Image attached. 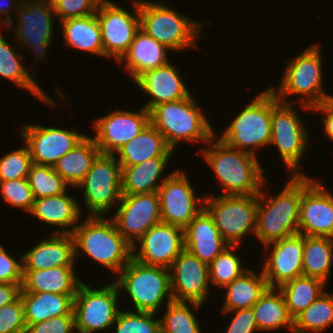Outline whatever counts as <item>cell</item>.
<instances>
[{
	"instance_id": "cell-55",
	"label": "cell",
	"mask_w": 333,
	"mask_h": 333,
	"mask_svg": "<svg viewBox=\"0 0 333 333\" xmlns=\"http://www.w3.org/2000/svg\"><path fill=\"white\" fill-rule=\"evenodd\" d=\"M100 3L110 2L109 0H98Z\"/></svg>"
},
{
	"instance_id": "cell-6",
	"label": "cell",
	"mask_w": 333,
	"mask_h": 333,
	"mask_svg": "<svg viewBox=\"0 0 333 333\" xmlns=\"http://www.w3.org/2000/svg\"><path fill=\"white\" fill-rule=\"evenodd\" d=\"M140 29L168 50L196 47L203 27L201 23L180 14L166 3L139 0ZM198 37V38H197Z\"/></svg>"
},
{
	"instance_id": "cell-45",
	"label": "cell",
	"mask_w": 333,
	"mask_h": 333,
	"mask_svg": "<svg viewBox=\"0 0 333 333\" xmlns=\"http://www.w3.org/2000/svg\"><path fill=\"white\" fill-rule=\"evenodd\" d=\"M0 191L4 201L30 213L34 203V196L27 178L0 181Z\"/></svg>"
},
{
	"instance_id": "cell-1",
	"label": "cell",
	"mask_w": 333,
	"mask_h": 333,
	"mask_svg": "<svg viewBox=\"0 0 333 333\" xmlns=\"http://www.w3.org/2000/svg\"><path fill=\"white\" fill-rule=\"evenodd\" d=\"M207 144L209 149H203L202 155L221 183L223 195L259 194L267 180L257 156L228 146L216 134Z\"/></svg>"
},
{
	"instance_id": "cell-19",
	"label": "cell",
	"mask_w": 333,
	"mask_h": 333,
	"mask_svg": "<svg viewBox=\"0 0 333 333\" xmlns=\"http://www.w3.org/2000/svg\"><path fill=\"white\" fill-rule=\"evenodd\" d=\"M136 242L139 252L132 248V258L153 266L170 268L173 261L185 249L184 229L160 222L148 229Z\"/></svg>"
},
{
	"instance_id": "cell-49",
	"label": "cell",
	"mask_w": 333,
	"mask_h": 333,
	"mask_svg": "<svg viewBox=\"0 0 333 333\" xmlns=\"http://www.w3.org/2000/svg\"><path fill=\"white\" fill-rule=\"evenodd\" d=\"M17 261L7 253L6 249L0 245V283H17L23 282V264Z\"/></svg>"
},
{
	"instance_id": "cell-41",
	"label": "cell",
	"mask_w": 333,
	"mask_h": 333,
	"mask_svg": "<svg viewBox=\"0 0 333 333\" xmlns=\"http://www.w3.org/2000/svg\"><path fill=\"white\" fill-rule=\"evenodd\" d=\"M34 199L57 196L67 191L68 184L51 166L32 164L27 176Z\"/></svg>"
},
{
	"instance_id": "cell-35",
	"label": "cell",
	"mask_w": 333,
	"mask_h": 333,
	"mask_svg": "<svg viewBox=\"0 0 333 333\" xmlns=\"http://www.w3.org/2000/svg\"><path fill=\"white\" fill-rule=\"evenodd\" d=\"M252 309L258 331L287 327L293 332V318L287 310L282 292L277 287H268Z\"/></svg>"
},
{
	"instance_id": "cell-28",
	"label": "cell",
	"mask_w": 333,
	"mask_h": 333,
	"mask_svg": "<svg viewBox=\"0 0 333 333\" xmlns=\"http://www.w3.org/2000/svg\"><path fill=\"white\" fill-rule=\"evenodd\" d=\"M170 158L155 157L133 166H121L122 195L157 192L162 183L170 176L161 178ZM158 181L161 183L158 184Z\"/></svg>"
},
{
	"instance_id": "cell-48",
	"label": "cell",
	"mask_w": 333,
	"mask_h": 333,
	"mask_svg": "<svg viewBox=\"0 0 333 333\" xmlns=\"http://www.w3.org/2000/svg\"><path fill=\"white\" fill-rule=\"evenodd\" d=\"M73 330H75V316L65 314L26 326L25 333H74Z\"/></svg>"
},
{
	"instance_id": "cell-2",
	"label": "cell",
	"mask_w": 333,
	"mask_h": 333,
	"mask_svg": "<svg viewBox=\"0 0 333 333\" xmlns=\"http://www.w3.org/2000/svg\"><path fill=\"white\" fill-rule=\"evenodd\" d=\"M291 178L276 197L268 198L262 189L258 194L255 236L263 245L299 233L302 193L314 179L307 175Z\"/></svg>"
},
{
	"instance_id": "cell-29",
	"label": "cell",
	"mask_w": 333,
	"mask_h": 333,
	"mask_svg": "<svg viewBox=\"0 0 333 333\" xmlns=\"http://www.w3.org/2000/svg\"><path fill=\"white\" fill-rule=\"evenodd\" d=\"M74 270V266H60L43 270H23L21 292L76 294L82 281L76 277Z\"/></svg>"
},
{
	"instance_id": "cell-15",
	"label": "cell",
	"mask_w": 333,
	"mask_h": 333,
	"mask_svg": "<svg viewBox=\"0 0 333 333\" xmlns=\"http://www.w3.org/2000/svg\"><path fill=\"white\" fill-rule=\"evenodd\" d=\"M119 207L111 218L117 230L132 245L135 244L148 229L162 222L161 208L157 192L122 195Z\"/></svg>"
},
{
	"instance_id": "cell-13",
	"label": "cell",
	"mask_w": 333,
	"mask_h": 333,
	"mask_svg": "<svg viewBox=\"0 0 333 333\" xmlns=\"http://www.w3.org/2000/svg\"><path fill=\"white\" fill-rule=\"evenodd\" d=\"M291 103L279 102L272 109V135L270 144L276 145L282 160L293 176L298 172L300 161L308 146V132Z\"/></svg>"
},
{
	"instance_id": "cell-23",
	"label": "cell",
	"mask_w": 333,
	"mask_h": 333,
	"mask_svg": "<svg viewBox=\"0 0 333 333\" xmlns=\"http://www.w3.org/2000/svg\"><path fill=\"white\" fill-rule=\"evenodd\" d=\"M134 82L152 97L144 106L148 111L158 104L182 100L190 95L178 69L171 65V62L145 71Z\"/></svg>"
},
{
	"instance_id": "cell-50",
	"label": "cell",
	"mask_w": 333,
	"mask_h": 333,
	"mask_svg": "<svg viewBox=\"0 0 333 333\" xmlns=\"http://www.w3.org/2000/svg\"><path fill=\"white\" fill-rule=\"evenodd\" d=\"M235 316L229 323L225 333H253L258 330L254 311L252 308L233 310Z\"/></svg>"
},
{
	"instance_id": "cell-16",
	"label": "cell",
	"mask_w": 333,
	"mask_h": 333,
	"mask_svg": "<svg viewBox=\"0 0 333 333\" xmlns=\"http://www.w3.org/2000/svg\"><path fill=\"white\" fill-rule=\"evenodd\" d=\"M188 176L174 171L157 191L161 208V221L183 229L204 208V198H196Z\"/></svg>"
},
{
	"instance_id": "cell-14",
	"label": "cell",
	"mask_w": 333,
	"mask_h": 333,
	"mask_svg": "<svg viewBox=\"0 0 333 333\" xmlns=\"http://www.w3.org/2000/svg\"><path fill=\"white\" fill-rule=\"evenodd\" d=\"M18 22L14 35L20 46H30L36 60L44 59L53 38L55 11L51 0H22L17 8Z\"/></svg>"
},
{
	"instance_id": "cell-26",
	"label": "cell",
	"mask_w": 333,
	"mask_h": 333,
	"mask_svg": "<svg viewBox=\"0 0 333 333\" xmlns=\"http://www.w3.org/2000/svg\"><path fill=\"white\" fill-rule=\"evenodd\" d=\"M80 208L77 200L64 192L57 196L35 199L30 214L51 226L62 228L61 231H55L53 234L71 235L79 221ZM66 227H71V229H66Z\"/></svg>"
},
{
	"instance_id": "cell-25",
	"label": "cell",
	"mask_w": 333,
	"mask_h": 333,
	"mask_svg": "<svg viewBox=\"0 0 333 333\" xmlns=\"http://www.w3.org/2000/svg\"><path fill=\"white\" fill-rule=\"evenodd\" d=\"M74 241L70 234L46 237L22 255L23 270L74 266Z\"/></svg>"
},
{
	"instance_id": "cell-21",
	"label": "cell",
	"mask_w": 333,
	"mask_h": 333,
	"mask_svg": "<svg viewBox=\"0 0 333 333\" xmlns=\"http://www.w3.org/2000/svg\"><path fill=\"white\" fill-rule=\"evenodd\" d=\"M269 251L262 267L268 287L281 286L296 277L303 276L302 262L304 235L297 233L264 245Z\"/></svg>"
},
{
	"instance_id": "cell-47",
	"label": "cell",
	"mask_w": 333,
	"mask_h": 333,
	"mask_svg": "<svg viewBox=\"0 0 333 333\" xmlns=\"http://www.w3.org/2000/svg\"><path fill=\"white\" fill-rule=\"evenodd\" d=\"M54 6L55 16L62 22L69 18L83 17L96 14L98 0H51Z\"/></svg>"
},
{
	"instance_id": "cell-22",
	"label": "cell",
	"mask_w": 333,
	"mask_h": 333,
	"mask_svg": "<svg viewBox=\"0 0 333 333\" xmlns=\"http://www.w3.org/2000/svg\"><path fill=\"white\" fill-rule=\"evenodd\" d=\"M299 233L333 238V195L321 182L313 181L302 193Z\"/></svg>"
},
{
	"instance_id": "cell-4",
	"label": "cell",
	"mask_w": 333,
	"mask_h": 333,
	"mask_svg": "<svg viewBox=\"0 0 333 333\" xmlns=\"http://www.w3.org/2000/svg\"><path fill=\"white\" fill-rule=\"evenodd\" d=\"M149 113L150 123L164 136L172 150L179 142L207 144L215 135L191 94L182 100L158 104Z\"/></svg>"
},
{
	"instance_id": "cell-17",
	"label": "cell",
	"mask_w": 333,
	"mask_h": 333,
	"mask_svg": "<svg viewBox=\"0 0 333 333\" xmlns=\"http://www.w3.org/2000/svg\"><path fill=\"white\" fill-rule=\"evenodd\" d=\"M150 123V113L144 107L139 112L116 110L93 123L92 137L103 154L114 155L134 139Z\"/></svg>"
},
{
	"instance_id": "cell-51",
	"label": "cell",
	"mask_w": 333,
	"mask_h": 333,
	"mask_svg": "<svg viewBox=\"0 0 333 333\" xmlns=\"http://www.w3.org/2000/svg\"><path fill=\"white\" fill-rule=\"evenodd\" d=\"M22 284L0 283V307L15 301L21 293Z\"/></svg>"
},
{
	"instance_id": "cell-3",
	"label": "cell",
	"mask_w": 333,
	"mask_h": 333,
	"mask_svg": "<svg viewBox=\"0 0 333 333\" xmlns=\"http://www.w3.org/2000/svg\"><path fill=\"white\" fill-rule=\"evenodd\" d=\"M104 217L87 216L77 224L71 234L74 257L82 250L113 273H119L132 258V245L117 230L114 221Z\"/></svg>"
},
{
	"instance_id": "cell-27",
	"label": "cell",
	"mask_w": 333,
	"mask_h": 333,
	"mask_svg": "<svg viewBox=\"0 0 333 333\" xmlns=\"http://www.w3.org/2000/svg\"><path fill=\"white\" fill-rule=\"evenodd\" d=\"M166 50L168 51L164 45L140 29L135 34L129 50L118 63L126 61L124 67L134 81L145 71L166 65L169 62Z\"/></svg>"
},
{
	"instance_id": "cell-39",
	"label": "cell",
	"mask_w": 333,
	"mask_h": 333,
	"mask_svg": "<svg viewBox=\"0 0 333 333\" xmlns=\"http://www.w3.org/2000/svg\"><path fill=\"white\" fill-rule=\"evenodd\" d=\"M333 323V293H322L307 309L293 319V333H316Z\"/></svg>"
},
{
	"instance_id": "cell-12",
	"label": "cell",
	"mask_w": 333,
	"mask_h": 333,
	"mask_svg": "<svg viewBox=\"0 0 333 333\" xmlns=\"http://www.w3.org/2000/svg\"><path fill=\"white\" fill-rule=\"evenodd\" d=\"M133 1L132 13L112 1L99 3L96 15L101 28L103 52L108 59L112 57L119 61L140 30L139 0Z\"/></svg>"
},
{
	"instance_id": "cell-9",
	"label": "cell",
	"mask_w": 333,
	"mask_h": 333,
	"mask_svg": "<svg viewBox=\"0 0 333 333\" xmlns=\"http://www.w3.org/2000/svg\"><path fill=\"white\" fill-rule=\"evenodd\" d=\"M258 194L218 195L204 198V209L213 218L221 237L229 245L240 241L251 231L256 232Z\"/></svg>"
},
{
	"instance_id": "cell-43",
	"label": "cell",
	"mask_w": 333,
	"mask_h": 333,
	"mask_svg": "<svg viewBox=\"0 0 333 333\" xmlns=\"http://www.w3.org/2000/svg\"><path fill=\"white\" fill-rule=\"evenodd\" d=\"M153 312L121 311L113 324L116 333H161L160 319Z\"/></svg>"
},
{
	"instance_id": "cell-33",
	"label": "cell",
	"mask_w": 333,
	"mask_h": 333,
	"mask_svg": "<svg viewBox=\"0 0 333 333\" xmlns=\"http://www.w3.org/2000/svg\"><path fill=\"white\" fill-rule=\"evenodd\" d=\"M60 23L67 46L106 58L103 52L101 28L96 14L69 18Z\"/></svg>"
},
{
	"instance_id": "cell-54",
	"label": "cell",
	"mask_w": 333,
	"mask_h": 333,
	"mask_svg": "<svg viewBox=\"0 0 333 333\" xmlns=\"http://www.w3.org/2000/svg\"><path fill=\"white\" fill-rule=\"evenodd\" d=\"M328 101L333 105V96L332 95L329 96V100Z\"/></svg>"
},
{
	"instance_id": "cell-31",
	"label": "cell",
	"mask_w": 333,
	"mask_h": 333,
	"mask_svg": "<svg viewBox=\"0 0 333 333\" xmlns=\"http://www.w3.org/2000/svg\"><path fill=\"white\" fill-rule=\"evenodd\" d=\"M24 305L26 326H30L53 317L74 314L76 294H56L51 292H21Z\"/></svg>"
},
{
	"instance_id": "cell-8",
	"label": "cell",
	"mask_w": 333,
	"mask_h": 333,
	"mask_svg": "<svg viewBox=\"0 0 333 333\" xmlns=\"http://www.w3.org/2000/svg\"><path fill=\"white\" fill-rule=\"evenodd\" d=\"M115 284L128 292L136 311L156 313L167 297L173 301L168 268L146 265L134 258L118 273Z\"/></svg>"
},
{
	"instance_id": "cell-42",
	"label": "cell",
	"mask_w": 333,
	"mask_h": 333,
	"mask_svg": "<svg viewBox=\"0 0 333 333\" xmlns=\"http://www.w3.org/2000/svg\"><path fill=\"white\" fill-rule=\"evenodd\" d=\"M236 247L229 245L208 265L209 279L214 286L223 288L248 270L242 268L239 256L232 252Z\"/></svg>"
},
{
	"instance_id": "cell-44",
	"label": "cell",
	"mask_w": 333,
	"mask_h": 333,
	"mask_svg": "<svg viewBox=\"0 0 333 333\" xmlns=\"http://www.w3.org/2000/svg\"><path fill=\"white\" fill-rule=\"evenodd\" d=\"M33 164L27 144L0 158V181L27 178Z\"/></svg>"
},
{
	"instance_id": "cell-34",
	"label": "cell",
	"mask_w": 333,
	"mask_h": 333,
	"mask_svg": "<svg viewBox=\"0 0 333 333\" xmlns=\"http://www.w3.org/2000/svg\"><path fill=\"white\" fill-rule=\"evenodd\" d=\"M226 290L221 313L252 308L268 288L267 281L261 269L260 274L245 271L232 283L223 287Z\"/></svg>"
},
{
	"instance_id": "cell-24",
	"label": "cell",
	"mask_w": 333,
	"mask_h": 333,
	"mask_svg": "<svg viewBox=\"0 0 333 333\" xmlns=\"http://www.w3.org/2000/svg\"><path fill=\"white\" fill-rule=\"evenodd\" d=\"M184 246L209 265L229 244L221 237L213 218L203 208L184 228Z\"/></svg>"
},
{
	"instance_id": "cell-40",
	"label": "cell",
	"mask_w": 333,
	"mask_h": 333,
	"mask_svg": "<svg viewBox=\"0 0 333 333\" xmlns=\"http://www.w3.org/2000/svg\"><path fill=\"white\" fill-rule=\"evenodd\" d=\"M199 307L201 304L195 302L172 301L168 303L166 312L160 319L161 333H201L198 319L193 310L191 311V308L196 310Z\"/></svg>"
},
{
	"instance_id": "cell-53",
	"label": "cell",
	"mask_w": 333,
	"mask_h": 333,
	"mask_svg": "<svg viewBox=\"0 0 333 333\" xmlns=\"http://www.w3.org/2000/svg\"><path fill=\"white\" fill-rule=\"evenodd\" d=\"M1 1L2 0H0V20H2L1 18H2V16H3V14L5 15L6 14V16H5V18H4V20H2L1 22L3 23V25H5V27H6V29H10V27H12L13 26V22H12V17L9 15L10 13H9V10H11V8H15V9H17L18 8V6L22 3V0H8L7 1V4L5 3V4H1ZM10 1V2H9ZM6 2V1H5ZM15 5V6H14ZM2 15V16H1ZM1 22H0V24H1ZM10 26V27H9Z\"/></svg>"
},
{
	"instance_id": "cell-18",
	"label": "cell",
	"mask_w": 333,
	"mask_h": 333,
	"mask_svg": "<svg viewBox=\"0 0 333 333\" xmlns=\"http://www.w3.org/2000/svg\"><path fill=\"white\" fill-rule=\"evenodd\" d=\"M169 271L173 301L204 303L210 289L207 264L184 249L173 261Z\"/></svg>"
},
{
	"instance_id": "cell-7",
	"label": "cell",
	"mask_w": 333,
	"mask_h": 333,
	"mask_svg": "<svg viewBox=\"0 0 333 333\" xmlns=\"http://www.w3.org/2000/svg\"><path fill=\"white\" fill-rule=\"evenodd\" d=\"M319 48V45H311L288 62L279 91L271 88L280 102L287 103L284 98L290 99V95H301L307 97L300 98V103L308 111L329 100L330 94L325 93L322 87V57Z\"/></svg>"
},
{
	"instance_id": "cell-30",
	"label": "cell",
	"mask_w": 333,
	"mask_h": 333,
	"mask_svg": "<svg viewBox=\"0 0 333 333\" xmlns=\"http://www.w3.org/2000/svg\"><path fill=\"white\" fill-rule=\"evenodd\" d=\"M172 150L164 136L149 123L134 139L124 144L114 155H119L120 166H133L150 158L170 157Z\"/></svg>"
},
{
	"instance_id": "cell-10",
	"label": "cell",
	"mask_w": 333,
	"mask_h": 333,
	"mask_svg": "<svg viewBox=\"0 0 333 333\" xmlns=\"http://www.w3.org/2000/svg\"><path fill=\"white\" fill-rule=\"evenodd\" d=\"M117 158L116 155L100 153L77 186L84 189L83 200L90 210L89 216H103L121 200V166Z\"/></svg>"
},
{
	"instance_id": "cell-37",
	"label": "cell",
	"mask_w": 333,
	"mask_h": 333,
	"mask_svg": "<svg viewBox=\"0 0 333 333\" xmlns=\"http://www.w3.org/2000/svg\"><path fill=\"white\" fill-rule=\"evenodd\" d=\"M333 263V238L304 236L303 276L314 277L325 283Z\"/></svg>"
},
{
	"instance_id": "cell-52",
	"label": "cell",
	"mask_w": 333,
	"mask_h": 333,
	"mask_svg": "<svg viewBox=\"0 0 333 333\" xmlns=\"http://www.w3.org/2000/svg\"><path fill=\"white\" fill-rule=\"evenodd\" d=\"M313 111H320L324 114L326 113V116L323 120V131L326 136H328V139L333 141V105L329 101L323 102L321 105L315 106L312 108Z\"/></svg>"
},
{
	"instance_id": "cell-32",
	"label": "cell",
	"mask_w": 333,
	"mask_h": 333,
	"mask_svg": "<svg viewBox=\"0 0 333 333\" xmlns=\"http://www.w3.org/2000/svg\"><path fill=\"white\" fill-rule=\"evenodd\" d=\"M100 153L94 139L86 136L61 157L53 168L70 187L77 188Z\"/></svg>"
},
{
	"instance_id": "cell-36",
	"label": "cell",
	"mask_w": 333,
	"mask_h": 333,
	"mask_svg": "<svg viewBox=\"0 0 333 333\" xmlns=\"http://www.w3.org/2000/svg\"><path fill=\"white\" fill-rule=\"evenodd\" d=\"M21 58L23 59L22 54L16 53L14 47L11 48V45L7 43L0 32V76L32 92L34 96L43 100L46 104L54 106L55 101H52L38 86L39 84L28 73L29 70L21 64Z\"/></svg>"
},
{
	"instance_id": "cell-20",
	"label": "cell",
	"mask_w": 333,
	"mask_h": 333,
	"mask_svg": "<svg viewBox=\"0 0 333 333\" xmlns=\"http://www.w3.org/2000/svg\"><path fill=\"white\" fill-rule=\"evenodd\" d=\"M21 133L29 147L32 162L51 167L86 137L75 129L68 131L35 124L25 125Z\"/></svg>"
},
{
	"instance_id": "cell-38",
	"label": "cell",
	"mask_w": 333,
	"mask_h": 333,
	"mask_svg": "<svg viewBox=\"0 0 333 333\" xmlns=\"http://www.w3.org/2000/svg\"><path fill=\"white\" fill-rule=\"evenodd\" d=\"M326 284L318 278L300 276L283 283L278 289L282 292L287 310L294 319L325 292Z\"/></svg>"
},
{
	"instance_id": "cell-46",
	"label": "cell",
	"mask_w": 333,
	"mask_h": 333,
	"mask_svg": "<svg viewBox=\"0 0 333 333\" xmlns=\"http://www.w3.org/2000/svg\"><path fill=\"white\" fill-rule=\"evenodd\" d=\"M26 322L21 295L0 307V333H25Z\"/></svg>"
},
{
	"instance_id": "cell-5",
	"label": "cell",
	"mask_w": 333,
	"mask_h": 333,
	"mask_svg": "<svg viewBox=\"0 0 333 333\" xmlns=\"http://www.w3.org/2000/svg\"><path fill=\"white\" fill-rule=\"evenodd\" d=\"M279 102L271 88L260 93L238 113L219 139L230 147L256 156L257 148L270 145L272 109Z\"/></svg>"
},
{
	"instance_id": "cell-11",
	"label": "cell",
	"mask_w": 333,
	"mask_h": 333,
	"mask_svg": "<svg viewBox=\"0 0 333 333\" xmlns=\"http://www.w3.org/2000/svg\"><path fill=\"white\" fill-rule=\"evenodd\" d=\"M110 283L101 289H92L81 282L74 297L73 308L77 331L92 333L113 326L120 312L117 307L120 291L114 281Z\"/></svg>"
}]
</instances>
